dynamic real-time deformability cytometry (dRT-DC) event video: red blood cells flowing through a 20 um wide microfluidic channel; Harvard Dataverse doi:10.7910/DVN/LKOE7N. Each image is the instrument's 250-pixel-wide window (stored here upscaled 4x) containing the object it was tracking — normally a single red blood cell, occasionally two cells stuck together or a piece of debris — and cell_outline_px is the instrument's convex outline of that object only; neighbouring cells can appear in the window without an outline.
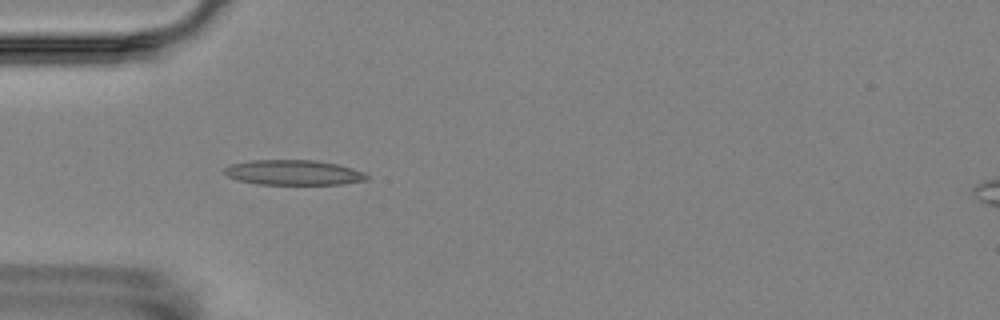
{"species": "Egyptian fruit bat (a non-hibernating species)", "species_latin": "Rousettus aegyptiacus", "temperature_condition": "room temperature", "stored_images_in_passage": 2, "camera_frame_rate_fps": 3000, "um_per_image_px": 0.085, "animal": {"sex": "female"}, "frame": {"image": 1, "passage_image": 1, "time_ms": 0.0, "image_size_px": [1000, 320], "cell_outline_px": [[368, 180], [340, 184], [256, 184], [236, 180], [228, 176], [224, 172], [224, 168], [232, 164], [252, 160], [316, 160], [336, 164], [352, 168], [364, 172], [368, 176]], "centroid_in_image_um": [24.94, 14.66], "position_along_channel_um": 60.1, "area_um2": 20.75}}
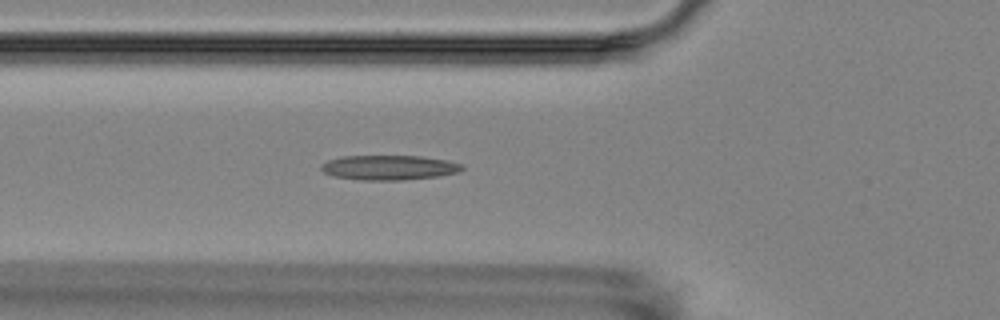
{"frame": {"image": 2, "passage_image": 2, "time_ms": 1.0, "image_size_px": [1000, 320], "cell_outline_px": [[464, 168], [460, 172], [436, 176], [400, 180], [360, 180], [332, 176], [324, 172], [320, 168], [320, 164], [328, 160], [340, 156], [420, 156], [448, 160], [460, 164]], "centroid_in_image_um": [33.02, 14.24], "position_along_channel_um": 92.8, "area_um2": 20.35}}